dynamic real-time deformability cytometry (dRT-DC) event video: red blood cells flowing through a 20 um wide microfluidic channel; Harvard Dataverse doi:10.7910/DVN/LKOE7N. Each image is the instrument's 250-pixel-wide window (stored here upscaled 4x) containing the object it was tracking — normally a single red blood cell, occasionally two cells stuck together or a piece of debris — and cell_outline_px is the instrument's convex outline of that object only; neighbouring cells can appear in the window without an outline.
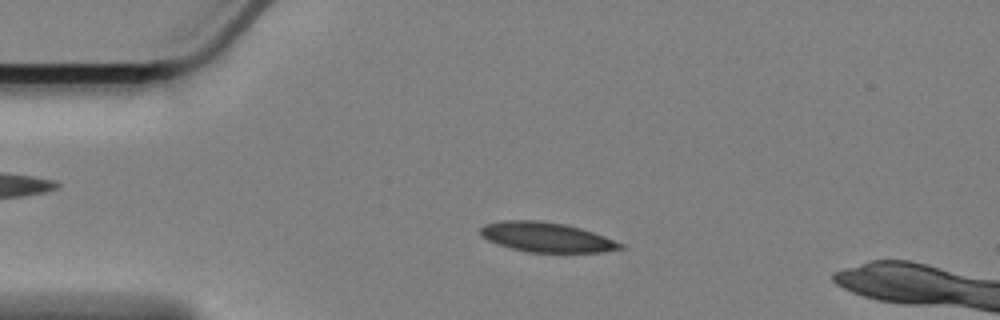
{"species": "Egyptian fruit bat (a non-hibernating species)", "species_latin": "Rousettus aegyptiacus", "temperature_condition": "cold", "stored_images_in_passage": 6, "camera_frame_rate_fps": 3000, "um_per_image_px": 0.085, "animal": {"sex": "female"}, "frame": {"image": 1, "passage_image": 2, "time_ms": 0.333, "image_size_px": [1000, 320], "cell_outline_px": [[624, 248], [604, 252], [524, 252], [496, 244], [480, 236], [480, 228], [484, 224], [504, 220], [536, 220], [564, 224], [580, 228], [604, 236], [624, 244]], "centroid_in_image_um": [46.42, 20.17], "position_along_channel_um": 38.6, "area_um2": 24.28}}